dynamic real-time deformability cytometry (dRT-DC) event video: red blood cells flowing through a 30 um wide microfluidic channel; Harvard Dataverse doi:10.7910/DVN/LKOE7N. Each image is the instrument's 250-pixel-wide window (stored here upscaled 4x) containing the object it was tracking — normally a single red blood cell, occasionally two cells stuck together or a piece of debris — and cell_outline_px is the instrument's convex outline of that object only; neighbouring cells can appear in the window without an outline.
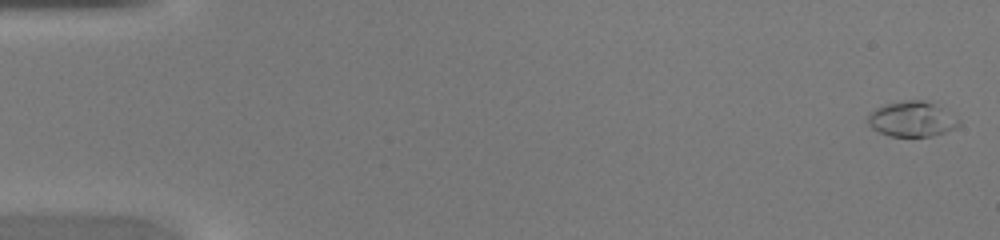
{"species": "common noctule bat (a hibernating species)", "species_latin": "Nyctalus noctula", "temperature_condition": "warm", "stored_images_in_passage": 45, "camera_frame_rate_fps": 3000, "um_per_image_px": 0.085, "animal": {"sex": "female", "body_mass_g": 20.0, "forearm_length_mm": 54.0}, "frame": {"image": 1, "passage_image": 1, "time_ms": 0.0, "image_size_px": [1000, 240], "cell_outline_px": [[960, 124], [956, 128], [932, 136], [888, 136], [872, 128], [868, 124], [868, 116], [876, 108], [884, 104], [900, 100], [928, 100], [960, 120]], "centroid_in_image_um": [77.5, 10.11], "position_along_channel_um": 7.5, "area_um2": 18.61}}
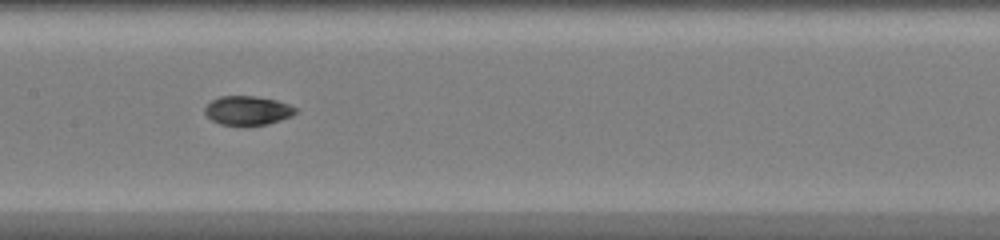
{"frame": {"image": 2, "passage_image": 23, "time_ms": 7.333, "image_size_px": [1000, 240], "cell_outline_px": [[296, 112], [292, 116], [268, 124], [220, 124], [212, 120], [204, 112], [204, 108], [212, 100], [220, 96], [252, 96], [276, 100], [288, 104], [296, 108]], "centroid_in_image_um": [21.04, 9.38], "position_along_channel_um": 186.4, "area_um2": 15.03}}
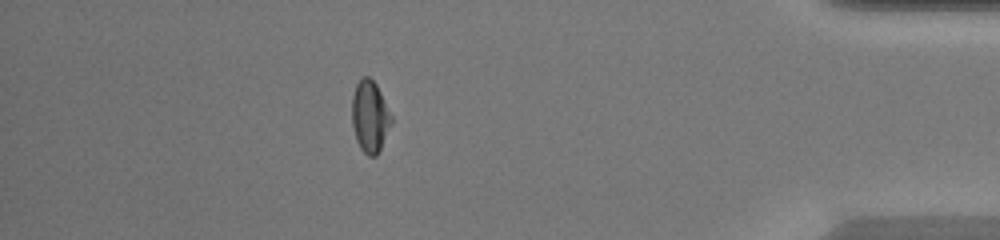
{"frame": {"image": 3, "passage_image": 40, "time_ms": 13.0, "image_size_px": [1000, 240], "cell_outline_px": [[392, 124], [376, 156], [368, 156], [360, 148], [356, 140], [352, 124], [352, 96], [356, 84], [364, 76], [368, 76], [376, 84], [392, 116]], "centroid_in_image_um": [31.44, 9.91], "position_along_channel_um": 403.8, "area_um2": 16.36}}